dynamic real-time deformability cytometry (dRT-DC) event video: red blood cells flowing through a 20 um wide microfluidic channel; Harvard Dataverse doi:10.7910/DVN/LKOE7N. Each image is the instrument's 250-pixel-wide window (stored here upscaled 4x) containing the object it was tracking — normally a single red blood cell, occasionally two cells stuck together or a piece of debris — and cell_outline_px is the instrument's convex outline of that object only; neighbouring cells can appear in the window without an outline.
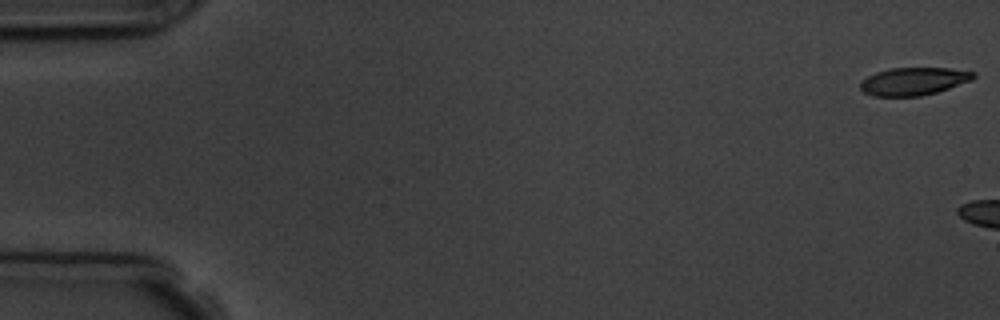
{"species": "common noctule bat (a hibernating species)", "species_latin": "Nyctalus noctula", "temperature_condition": "room temperature", "stored_images_in_passage": 3, "camera_frame_rate_fps": 3000, "um_per_image_px": 0.085, "animal": {"sex": "male", "body_mass_g": 19.5, "forearm_length_mm": 54.6}, "frame": {"image": 1, "passage_image": 1, "time_ms": 0.0, "image_size_px": [1000, 320], "cell_outline_px": [[976, 76], [972, 80], [936, 92], [920, 96], [872, 96], [864, 92], [860, 88], [860, 84], [868, 76], [876, 72], [892, 68], [948, 68], [976, 72]], "centroid_in_image_um": [77.67, 6.91], "position_along_channel_um": 7.3, "area_um2": 18.15}}